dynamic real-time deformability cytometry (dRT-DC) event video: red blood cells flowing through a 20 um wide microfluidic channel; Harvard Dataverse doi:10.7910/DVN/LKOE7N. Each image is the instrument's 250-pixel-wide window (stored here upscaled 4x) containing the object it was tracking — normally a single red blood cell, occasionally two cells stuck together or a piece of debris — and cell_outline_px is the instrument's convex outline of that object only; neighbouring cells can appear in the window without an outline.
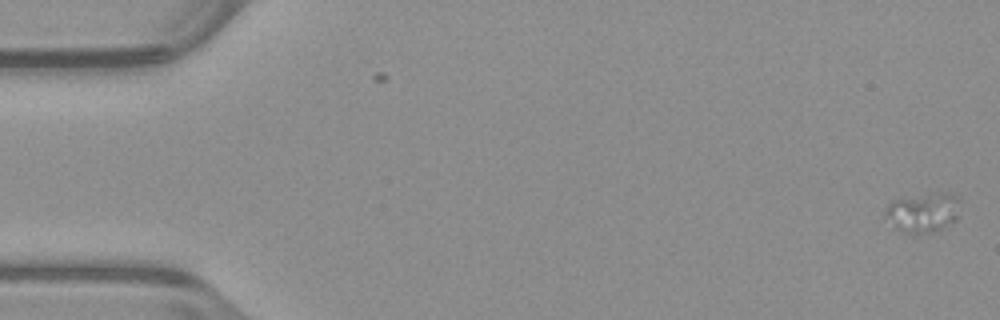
{"species": "common noctule bat (a hibernating species)", "species_latin": "Nyctalus noctula", "temperature_condition": "warm", "stored_images_in_passage": 21, "camera_frame_rate_fps": 3000, "um_per_image_px": 0.085, "animal": {"sex": "male", "body_mass_g": 23.1, "forearm_length_mm": 52.7}, "frame": {"image": 1, "passage_image": 1, "time_ms": 0.0, "image_size_px": [1000, 320], "cell_outline_px": [[960, 200], [956, 220], [932, 232], [912, 236], [900, 232], [884, 216], [884, 212], [888, 204], [892, 200], [944, 192], [956, 196]], "centroid_in_image_um": [78.42, 18.1], "position_along_channel_um": 6.6, "area_um2": 17.22}}
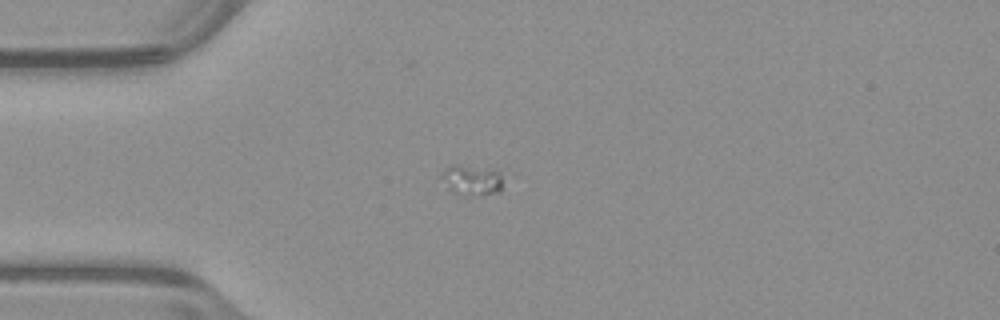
{"frame": {"image": 2, "passage_image": 15, "time_ms": 4.667, "image_size_px": [1000, 320], "cell_outline_px": [[500, 192], [476, 196], [460, 196], [452, 192], [448, 188], [440, 176], [452, 164], [456, 164], [492, 168], [500, 172]], "centroid_in_image_um": [40.09, 15.32], "position_along_channel_um": 44.9, "area_um2": 11.04}}